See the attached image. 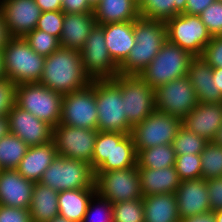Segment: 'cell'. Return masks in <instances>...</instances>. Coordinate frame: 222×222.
I'll return each instance as SVG.
<instances>
[{
	"mask_svg": "<svg viewBox=\"0 0 222 222\" xmlns=\"http://www.w3.org/2000/svg\"><path fill=\"white\" fill-rule=\"evenodd\" d=\"M85 73L95 79H112L119 75V66L110 57L103 29L99 25L91 30L80 50Z\"/></svg>",
	"mask_w": 222,
	"mask_h": 222,
	"instance_id": "5bb4252c",
	"label": "cell"
},
{
	"mask_svg": "<svg viewBox=\"0 0 222 222\" xmlns=\"http://www.w3.org/2000/svg\"><path fill=\"white\" fill-rule=\"evenodd\" d=\"M35 3L40 7L41 12L62 10L60 0H35Z\"/></svg>",
	"mask_w": 222,
	"mask_h": 222,
	"instance_id": "c3c4849f",
	"label": "cell"
},
{
	"mask_svg": "<svg viewBox=\"0 0 222 222\" xmlns=\"http://www.w3.org/2000/svg\"><path fill=\"white\" fill-rule=\"evenodd\" d=\"M144 222H180L175 193L142 197Z\"/></svg>",
	"mask_w": 222,
	"mask_h": 222,
	"instance_id": "83f0119b",
	"label": "cell"
},
{
	"mask_svg": "<svg viewBox=\"0 0 222 222\" xmlns=\"http://www.w3.org/2000/svg\"><path fill=\"white\" fill-rule=\"evenodd\" d=\"M2 55L5 76L15 85L39 83L46 57L37 54L23 37H11Z\"/></svg>",
	"mask_w": 222,
	"mask_h": 222,
	"instance_id": "5b68a950",
	"label": "cell"
},
{
	"mask_svg": "<svg viewBox=\"0 0 222 222\" xmlns=\"http://www.w3.org/2000/svg\"><path fill=\"white\" fill-rule=\"evenodd\" d=\"M200 57L212 68H222V36H213Z\"/></svg>",
	"mask_w": 222,
	"mask_h": 222,
	"instance_id": "b9f144b4",
	"label": "cell"
},
{
	"mask_svg": "<svg viewBox=\"0 0 222 222\" xmlns=\"http://www.w3.org/2000/svg\"><path fill=\"white\" fill-rule=\"evenodd\" d=\"M82 222H114L112 203L96 193L89 202Z\"/></svg>",
	"mask_w": 222,
	"mask_h": 222,
	"instance_id": "74e56055",
	"label": "cell"
},
{
	"mask_svg": "<svg viewBox=\"0 0 222 222\" xmlns=\"http://www.w3.org/2000/svg\"><path fill=\"white\" fill-rule=\"evenodd\" d=\"M58 194L39 182L34 184L29 207L32 222H49L59 215Z\"/></svg>",
	"mask_w": 222,
	"mask_h": 222,
	"instance_id": "f546056e",
	"label": "cell"
},
{
	"mask_svg": "<svg viewBox=\"0 0 222 222\" xmlns=\"http://www.w3.org/2000/svg\"><path fill=\"white\" fill-rule=\"evenodd\" d=\"M9 133L24 141L29 147L52 140L53 128L14 104L7 114Z\"/></svg>",
	"mask_w": 222,
	"mask_h": 222,
	"instance_id": "e0dca14e",
	"label": "cell"
},
{
	"mask_svg": "<svg viewBox=\"0 0 222 222\" xmlns=\"http://www.w3.org/2000/svg\"><path fill=\"white\" fill-rule=\"evenodd\" d=\"M167 40L192 56H201L212 36L199 16L177 14L165 22Z\"/></svg>",
	"mask_w": 222,
	"mask_h": 222,
	"instance_id": "30bf717a",
	"label": "cell"
},
{
	"mask_svg": "<svg viewBox=\"0 0 222 222\" xmlns=\"http://www.w3.org/2000/svg\"><path fill=\"white\" fill-rule=\"evenodd\" d=\"M9 133L7 116L0 117V139Z\"/></svg>",
	"mask_w": 222,
	"mask_h": 222,
	"instance_id": "f5cc1de1",
	"label": "cell"
},
{
	"mask_svg": "<svg viewBox=\"0 0 222 222\" xmlns=\"http://www.w3.org/2000/svg\"><path fill=\"white\" fill-rule=\"evenodd\" d=\"M97 134V129L58 124L52 139L58 155L91 164Z\"/></svg>",
	"mask_w": 222,
	"mask_h": 222,
	"instance_id": "2e32d148",
	"label": "cell"
},
{
	"mask_svg": "<svg viewBox=\"0 0 222 222\" xmlns=\"http://www.w3.org/2000/svg\"><path fill=\"white\" fill-rule=\"evenodd\" d=\"M203 179L222 177V147L208 142L200 154Z\"/></svg>",
	"mask_w": 222,
	"mask_h": 222,
	"instance_id": "836d02e7",
	"label": "cell"
},
{
	"mask_svg": "<svg viewBox=\"0 0 222 222\" xmlns=\"http://www.w3.org/2000/svg\"><path fill=\"white\" fill-rule=\"evenodd\" d=\"M211 211L222 209V177L206 180Z\"/></svg>",
	"mask_w": 222,
	"mask_h": 222,
	"instance_id": "f6af8a7d",
	"label": "cell"
},
{
	"mask_svg": "<svg viewBox=\"0 0 222 222\" xmlns=\"http://www.w3.org/2000/svg\"><path fill=\"white\" fill-rule=\"evenodd\" d=\"M0 12L11 37H24L36 29L41 15L35 0H0Z\"/></svg>",
	"mask_w": 222,
	"mask_h": 222,
	"instance_id": "ac0fdd59",
	"label": "cell"
},
{
	"mask_svg": "<svg viewBox=\"0 0 222 222\" xmlns=\"http://www.w3.org/2000/svg\"><path fill=\"white\" fill-rule=\"evenodd\" d=\"M187 77L195 91L198 102L212 104L222 102V93L216 88L212 67L200 56L193 57Z\"/></svg>",
	"mask_w": 222,
	"mask_h": 222,
	"instance_id": "7402d4cb",
	"label": "cell"
},
{
	"mask_svg": "<svg viewBox=\"0 0 222 222\" xmlns=\"http://www.w3.org/2000/svg\"><path fill=\"white\" fill-rule=\"evenodd\" d=\"M193 57L188 51L166 40L140 76L155 90L172 80L187 76Z\"/></svg>",
	"mask_w": 222,
	"mask_h": 222,
	"instance_id": "52a82bcc",
	"label": "cell"
},
{
	"mask_svg": "<svg viewBox=\"0 0 222 222\" xmlns=\"http://www.w3.org/2000/svg\"><path fill=\"white\" fill-rule=\"evenodd\" d=\"M139 4L143 1V0H136Z\"/></svg>",
	"mask_w": 222,
	"mask_h": 222,
	"instance_id": "91938a15",
	"label": "cell"
},
{
	"mask_svg": "<svg viewBox=\"0 0 222 222\" xmlns=\"http://www.w3.org/2000/svg\"><path fill=\"white\" fill-rule=\"evenodd\" d=\"M57 156L53 139L41 145L28 147L16 170L27 180L38 183Z\"/></svg>",
	"mask_w": 222,
	"mask_h": 222,
	"instance_id": "cb8c5ba5",
	"label": "cell"
},
{
	"mask_svg": "<svg viewBox=\"0 0 222 222\" xmlns=\"http://www.w3.org/2000/svg\"><path fill=\"white\" fill-rule=\"evenodd\" d=\"M34 184L16 169L0 170V205L29 209Z\"/></svg>",
	"mask_w": 222,
	"mask_h": 222,
	"instance_id": "ffe728a7",
	"label": "cell"
},
{
	"mask_svg": "<svg viewBox=\"0 0 222 222\" xmlns=\"http://www.w3.org/2000/svg\"><path fill=\"white\" fill-rule=\"evenodd\" d=\"M114 222H144L142 199L112 204Z\"/></svg>",
	"mask_w": 222,
	"mask_h": 222,
	"instance_id": "d590c367",
	"label": "cell"
},
{
	"mask_svg": "<svg viewBox=\"0 0 222 222\" xmlns=\"http://www.w3.org/2000/svg\"><path fill=\"white\" fill-rule=\"evenodd\" d=\"M96 193L112 204L142 199L138 165L131 168L95 171Z\"/></svg>",
	"mask_w": 222,
	"mask_h": 222,
	"instance_id": "9c48e42d",
	"label": "cell"
},
{
	"mask_svg": "<svg viewBox=\"0 0 222 222\" xmlns=\"http://www.w3.org/2000/svg\"><path fill=\"white\" fill-rule=\"evenodd\" d=\"M213 80H215L216 88L222 93V68H212Z\"/></svg>",
	"mask_w": 222,
	"mask_h": 222,
	"instance_id": "816d5d0a",
	"label": "cell"
},
{
	"mask_svg": "<svg viewBox=\"0 0 222 222\" xmlns=\"http://www.w3.org/2000/svg\"><path fill=\"white\" fill-rule=\"evenodd\" d=\"M79 50L59 47L45 58L39 83L61 95L81 90L91 83Z\"/></svg>",
	"mask_w": 222,
	"mask_h": 222,
	"instance_id": "6da1fadb",
	"label": "cell"
},
{
	"mask_svg": "<svg viewBox=\"0 0 222 222\" xmlns=\"http://www.w3.org/2000/svg\"><path fill=\"white\" fill-rule=\"evenodd\" d=\"M16 85L8 78L0 80V117L7 116L15 104Z\"/></svg>",
	"mask_w": 222,
	"mask_h": 222,
	"instance_id": "7bdbcfd3",
	"label": "cell"
},
{
	"mask_svg": "<svg viewBox=\"0 0 222 222\" xmlns=\"http://www.w3.org/2000/svg\"><path fill=\"white\" fill-rule=\"evenodd\" d=\"M222 124V102L204 104L198 102L197 106L182 120V125L212 142Z\"/></svg>",
	"mask_w": 222,
	"mask_h": 222,
	"instance_id": "44dd1931",
	"label": "cell"
},
{
	"mask_svg": "<svg viewBox=\"0 0 222 222\" xmlns=\"http://www.w3.org/2000/svg\"><path fill=\"white\" fill-rule=\"evenodd\" d=\"M180 222H215V216L212 211H208L200 215H194L181 219Z\"/></svg>",
	"mask_w": 222,
	"mask_h": 222,
	"instance_id": "681fc988",
	"label": "cell"
},
{
	"mask_svg": "<svg viewBox=\"0 0 222 222\" xmlns=\"http://www.w3.org/2000/svg\"><path fill=\"white\" fill-rule=\"evenodd\" d=\"M216 0H187L185 14L199 16L202 11Z\"/></svg>",
	"mask_w": 222,
	"mask_h": 222,
	"instance_id": "7dc6e473",
	"label": "cell"
},
{
	"mask_svg": "<svg viewBox=\"0 0 222 222\" xmlns=\"http://www.w3.org/2000/svg\"><path fill=\"white\" fill-rule=\"evenodd\" d=\"M90 165L94 172L126 169L137 165L132 135L98 131Z\"/></svg>",
	"mask_w": 222,
	"mask_h": 222,
	"instance_id": "3957f363",
	"label": "cell"
},
{
	"mask_svg": "<svg viewBox=\"0 0 222 222\" xmlns=\"http://www.w3.org/2000/svg\"><path fill=\"white\" fill-rule=\"evenodd\" d=\"M207 143L208 142L204 138L186 129L182 125L174 138L172 145L176 155H185L201 154Z\"/></svg>",
	"mask_w": 222,
	"mask_h": 222,
	"instance_id": "e575fe53",
	"label": "cell"
},
{
	"mask_svg": "<svg viewBox=\"0 0 222 222\" xmlns=\"http://www.w3.org/2000/svg\"><path fill=\"white\" fill-rule=\"evenodd\" d=\"M6 78L4 73V66H3V55L2 51H0V80Z\"/></svg>",
	"mask_w": 222,
	"mask_h": 222,
	"instance_id": "11a10c76",
	"label": "cell"
},
{
	"mask_svg": "<svg viewBox=\"0 0 222 222\" xmlns=\"http://www.w3.org/2000/svg\"><path fill=\"white\" fill-rule=\"evenodd\" d=\"M95 25L94 13H64L60 46L80 51Z\"/></svg>",
	"mask_w": 222,
	"mask_h": 222,
	"instance_id": "d4e9b609",
	"label": "cell"
},
{
	"mask_svg": "<svg viewBox=\"0 0 222 222\" xmlns=\"http://www.w3.org/2000/svg\"><path fill=\"white\" fill-rule=\"evenodd\" d=\"M63 95L40 83L17 84L15 104L52 128L60 123Z\"/></svg>",
	"mask_w": 222,
	"mask_h": 222,
	"instance_id": "8992f818",
	"label": "cell"
},
{
	"mask_svg": "<svg viewBox=\"0 0 222 222\" xmlns=\"http://www.w3.org/2000/svg\"><path fill=\"white\" fill-rule=\"evenodd\" d=\"M128 123L133 127L156 110L155 90L140 75H118Z\"/></svg>",
	"mask_w": 222,
	"mask_h": 222,
	"instance_id": "7c38bea8",
	"label": "cell"
},
{
	"mask_svg": "<svg viewBox=\"0 0 222 222\" xmlns=\"http://www.w3.org/2000/svg\"><path fill=\"white\" fill-rule=\"evenodd\" d=\"M39 183L57 192L96 188L95 174L89 163L60 155L44 171Z\"/></svg>",
	"mask_w": 222,
	"mask_h": 222,
	"instance_id": "ba28073f",
	"label": "cell"
},
{
	"mask_svg": "<svg viewBox=\"0 0 222 222\" xmlns=\"http://www.w3.org/2000/svg\"><path fill=\"white\" fill-rule=\"evenodd\" d=\"M62 11L64 13H93L94 8L88 0H63Z\"/></svg>",
	"mask_w": 222,
	"mask_h": 222,
	"instance_id": "bcb514c9",
	"label": "cell"
},
{
	"mask_svg": "<svg viewBox=\"0 0 222 222\" xmlns=\"http://www.w3.org/2000/svg\"><path fill=\"white\" fill-rule=\"evenodd\" d=\"M23 38L37 54L45 57L60 47V42L57 37L38 29L27 33Z\"/></svg>",
	"mask_w": 222,
	"mask_h": 222,
	"instance_id": "8d00e7d4",
	"label": "cell"
},
{
	"mask_svg": "<svg viewBox=\"0 0 222 222\" xmlns=\"http://www.w3.org/2000/svg\"><path fill=\"white\" fill-rule=\"evenodd\" d=\"M181 126L182 120L179 118L157 110L153 111L142 122L132 127L131 135L136 152L145 148L172 144Z\"/></svg>",
	"mask_w": 222,
	"mask_h": 222,
	"instance_id": "8fae6325",
	"label": "cell"
},
{
	"mask_svg": "<svg viewBox=\"0 0 222 222\" xmlns=\"http://www.w3.org/2000/svg\"><path fill=\"white\" fill-rule=\"evenodd\" d=\"M175 197L181 219L211 211L206 179L181 181Z\"/></svg>",
	"mask_w": 222,
	"mask_h": 222,
	"instance_id": "d6986e66",
	"label": "cell"
},
{
	"mask_svg": "<svg viewBox=\"0 0 222 222\" xmlns=\"http://www.w3.org/2000/svg\"><path fill=\"white\" fill-rule=\"evenodd\" d=\"M174 166L181 181L202 178L200 154L176 155Z\"/></svg>",
	"mask_w": 222,
	"mask_h": 222,
	"instance_id": "f35d334b",
	"label": "cell"
},
{
	"mask_svg": "<svg viewBox=\"0 0 222 222\" xmlns=\"http://www.w3.org/2000/svg\"><path fill=\"white\" fill-rule=\"evenodd\" d=\"M99 26L103 29L108 53L119 66L135 44L134 21L107 23Z\"/></svg>",
	"mask_w": 222,
	"mask_h": 222,
	"instance_id": "603a6c76",
	"label": "cell"
},
{
	"mask_svg": "<svg viewBox=\"0 0 222 222\" xmlns=\"http://www.w3.org/2000/svg\"><path fill=\"white\" fill-rule=\"evenodd\" d=\"M215 145L222 147V124L219 127L214 140L212 141Z\"/></svg>",
	"mask_w": 222,
	"mask_h": 222,
	"instance_id": "db71d44e",
	"label": "cell"
},
{
	"mask_svg": "<svg viewBox=\"0 0 222 222\" xmlns=\"http://www.w3.org/2000/svg\"><path fill=\"white\" fill-rule=\"evenodd\" d=\"M211 36L222 35V1L216 0L199 15Z\"/></svg>",
	"mask_w": 222,
	"mask_h": 222,
	"instance_id": "ab89813d",
	"label": "cell"
},
{
	"mask_svg": "<svg viewBox=\"0 0 222 222\" xmlns=\"http://www.w3.org/2000/svg\"><path fill=\"white\" fill-rule=\"evenodd\" d=\"M98 112L94 80L81 89L63 95L59 124L87 129H97Z\"/></svg>",
	"mask_w": 222,
	"mask_h": 222,
	"instance_id": "4fadbf2b",
	"label": "cell"
},
{
	"mask_svg": "<svg viewBox=\"0 0 222 222\" xmlns=\"http://www.w3.org/2000/svg\"><path fill=\"white\" fill-rule=\"evenodd\" d=\"M94 90L98 112L97 130L131 134L132 126L125 113L120 77L95 79Z\"/></svg>",
	"mask_w": 222,
	"mask_h": 222,
	"instance_id": "277c9868",
	"label": "cell"
},
{
	"mask_svg": "<svg viewBox=\"0 0 222 222\" xmlns=\"http://www.w3.org/2000/svg\"><path fill=\"white\" fill-rule=\"evenodd\" d=\"M187 0H143L139 4L140 16L166 22L185 12Z\"/></svg>",
	"mask_w": 222,
	"mask_h": 222,
	"instance_id": "4dcf8cb0",
	"label": "cell"
},
{
	"mask_svg": "<svg viewBox=\"0 0 222 222\" xmlns=\"http://www.w3.org/2000/svg\"><path fill=\"white\" fill-rule=\"evenodd\" d=\"M28 147L24 141L12 133L3 136L0 139V170L16 169Z\"/></svg>",
	"mask_w": 222,
	"mask_h": 222,
	"instance_id": "d6a6232c",
	"label": "cell"
},
{
	"mask_svg": "<svg viewBox=\"0 0 222 222\" xmlns=\"http://www.w3.org/2000/svg\"><path fill=\"white\" fill-rule=\"evenodd\" d=\"M96 188L64 190L58 194L59 215L72 222H82Z\"/></svg>",
	"mask_w": 222,
	"mask_h": 222,
	"instance_id": "f1b7e54d",
	"label": "cell"
},
{
	"mask_svg": "<svg viewBox=\"0 0 222 222\" xmlns=\"http://www.w3.org/2000/svg\"><path fill=\"white\" fill-rule=\"evenodd\" d=\"M0 222H32L29 209L0 205Z\"/></svg>",
	"mask_w": 222,
	"mask_h": 222,
	"instance_id": "ee69618b",
	"label": "cell"
},
{
	"mask_svg": "<svg viewBox=\"0 0 222 222\" xmlns=\"http://www.w3.org/2000/svg\"><path fill=\"white\" fill-rule=\"evenodd\" d=\"M49 222H72L68 219H66L65 217L63 216H60V215H57L56 217H54L51 221Z\"/></svg>",
	"mask_w": 222,
	"mask_h": 222,
	"instance_id": "9f6ffc18",
	"label": "cell"
},
{
	"mask_svg": "<svg viewBox=\"0 0 222 222\" xmlns=\"http://www.w3.org/2000/svg\"><path fill=\"white\" fill-rule=\"evenodd\" d=\"M135 44L119 65L121 75H140L167 40L164 21L139 17L134 20Z\"/></svg>",
	"mask_w": 222,
	"mask_h": 222,
	"instance_id": "7a4b0ae2",
	"label": "cell"
},
{
	"mask_svg": "<svg viewBox=\"0 0 222 222\" xmlns=\"http://www.w3.org/2000/svg\"><path fill=\"white\" fill-rule=\"evenodd\" d=\"M88 2L94 8L100 2V0H88Z\"/></svg>",
	"mask_w": 222,
	"mask_h": 222,
	"instance_id": "680465c9",
	"label": "cell"
},
{
	"mask_svg": "<svg viewBox=\"0 0 222 222\" xmlns=\"http://www.w3.org/2000/svg\"><path fill=\"white\" fill-rule=\"evenodd\" d=\"M11 35L6 27L3 16L0 12V51L8 44Z\"/></svg>",
	"mask_w": 222,
	"mask_h": 222,
	"instance_id": "f907efd6",
	"label": "cell"
},
{
	"mask_svg": "<svg viewBox=\"0 0 222 222\" xmlns=\"http://www.w3.org/2000/svg\"><path fill=\"white\" fill-rule=\"evenodd\" d=\"M156 110L183 120L198 104L187 76L177 78L155 89Z\"/></svg>",
	"mask_w": 222,
	"mask_h": 222,
	"instance_id": "9a60e30c",
	"label": "cell"
},
{
	"mask_svg": "<svg viewBox=\"0 0 222 222\" xmlns=\"http://www.w3.org/2000/svg\"><path fill=\"white\" fill-rule=\"evenodd\" d=\"M97 25L115 22H131L140 17L136 0H100L94 7Z\"/></svg>",
	"mask_w": 222,
	"mask_h": 222,
	"instance_id": "4316f807",
	"label": "cell"
},
{
	"mask_svg": "<svg viewBox=\"0 0 222 222\" xmlns=\"http://www.w3.org/2000/svg\"><path fill=\"white\" fill-rule=\"evenodd\" d=\"M176 154L172 144L145 148L137 153L138 168L162 169L175 165Z\"/></svg>",
	"mask_w": 222,
	"mask_h": 222,
	"instance_id": "1f68e13d",
	"label": "cell"
},
{
	"mask_svg": "<svg viewBox=\"0 0 222 222\" xmlns=\"http://www.w3.org/2000/svg\"><path fill=\"white\" fill-rule=\"evenodd\" d=\"M215 216V222H222V209L213 212Z\"/></svg>",
	"mask_w": 222,
	"mask_h": 222,
	"instance_id": "6f0895ef",
	"label": "cell"
},
{
	"mask_svg": "<svg viewBox=\"0 0 222 222\" xmlns=\"http://www.w3.org/2000/svg\"><path fill=\"white\" fill-rule=\"evenodd\" d=\"M138 173L143 197L175 193L181 182L175 166L162 169L138 168Z\"/></svg>",
	"mask_w": 222,
	"mask_h": 222,
	"instance_id": "484cf974",
	"label": "cell"
},
{
	"mask_svg": "<svg viewBox=\"0 0 222 222\" xmlns=\"http://www.w3.org/2000/svg\"><path fill=\"white\" fill-rule=\"evenodd\" d=\"M63 21L64 12L62 10L41 12L36 29L49 33L60 39Z\"/></svg>",
	"mask_w": 222,
	"mask_h": 222,
	"instance_id": "60d3db41",
	"label": "cell"
}]
</instances>
